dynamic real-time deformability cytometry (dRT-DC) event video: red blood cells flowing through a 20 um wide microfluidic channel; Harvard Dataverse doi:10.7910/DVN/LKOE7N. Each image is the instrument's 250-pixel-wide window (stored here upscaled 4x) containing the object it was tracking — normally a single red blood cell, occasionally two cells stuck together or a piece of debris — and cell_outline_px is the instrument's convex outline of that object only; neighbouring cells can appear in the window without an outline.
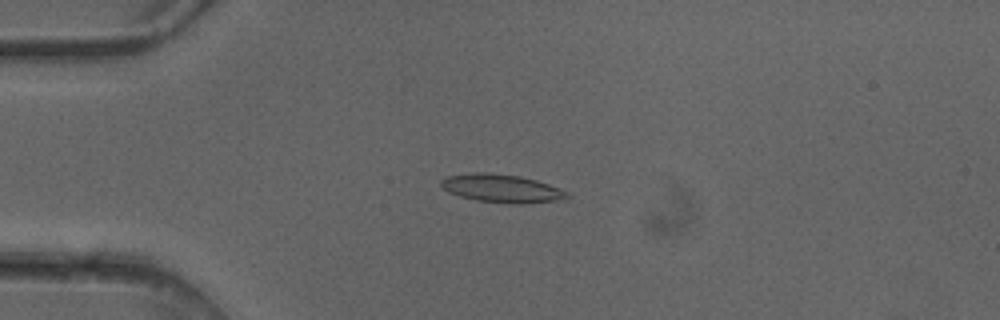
{"species": "common noctule bat (a hibernating species)", "species_latin": "Nyctalus noctula", "temperature_condition": "cold", "stored_images_in_passage": 4, "camera_frame_rate_fps": 3000, "um_per_image_px": 0.085, "animal": {"sex": "female"}, "frame": {"image": 1, "passage_image": 1, "time_ms": 0.0, "image_size_px": [1000, 320], "cell_outline_px": [[572, 196], [568, 200], [520, 204], [512, 204], [476, 200], [460, 196], [448, 192], [440, 184], [440, 180], [448, 176], [476, 172], [488, 172], [520, 176], [536, 180], [548, 184], [568, 192]], "centroid_in_image_um": [42.71, 16.03], "position_along_channel_um": 42.3, "area_um2": 20.92}}
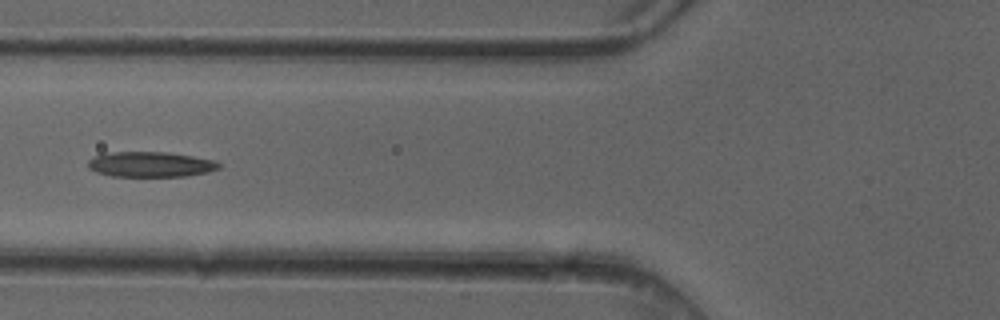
{"frame": {"image": 2, "passage_image": 3, "time_ms": 0.667, "image_size_px": [1000, 320], "cell_outline_px": [[220, 168], [208, 172], [184, 176], [112, 176], [96, 172], [88, 168], [88, 160], [92, 156], [112, 152], [168, 152], [216, 160], [220, 164]], "centroid_in_image_um": [12.79, 13.97], "position_along_channel_um": 113.0, "area_um2": 19.31}}
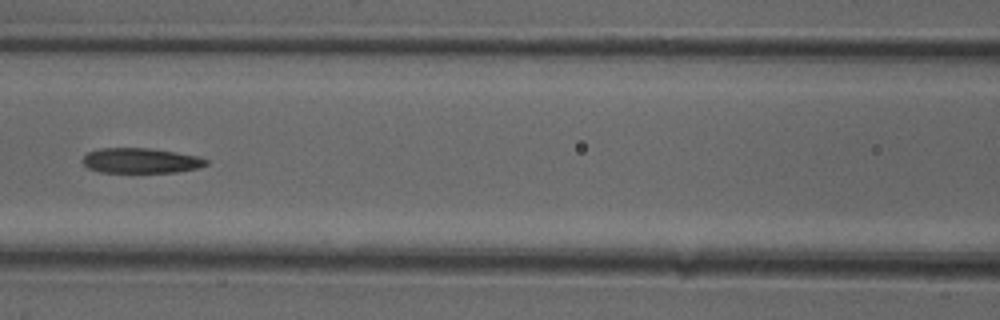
{"frame": {"image": 3, "passage_image": 4, "time_ms": 1.0, "image_size_px": [1000, 320], "cell_outline_px": [[208, 164], [200, 168], [176, 172], [100, 172], [88, 168], [80, 160], [88, 152], [100, 148], [152, 148], [200, 156], [208, 160]], "centroid_in_image_um": [11.99, 13.65], "position_along_channel_um": 154.6, "area_um2": 18.26}}